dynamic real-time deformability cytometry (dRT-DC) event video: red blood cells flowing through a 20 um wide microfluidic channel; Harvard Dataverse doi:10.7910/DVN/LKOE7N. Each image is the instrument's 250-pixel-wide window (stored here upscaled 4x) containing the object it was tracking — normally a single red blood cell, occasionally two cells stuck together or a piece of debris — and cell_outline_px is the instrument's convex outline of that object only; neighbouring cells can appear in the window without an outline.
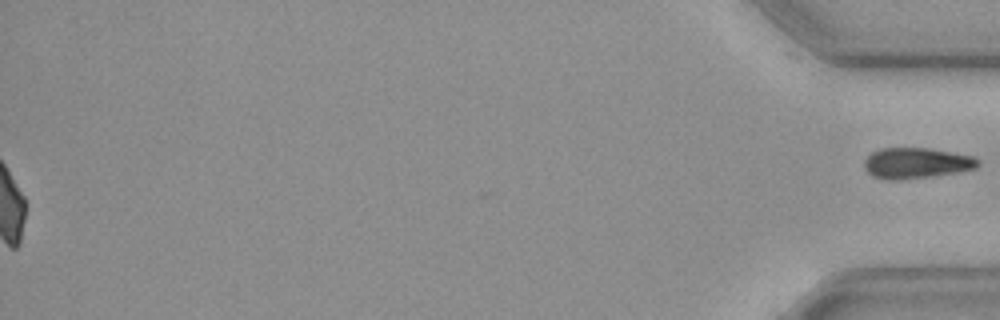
{"species": "common noctule bat (a hibernating species)", "species_latin": "Nyctalus noctula", "temperature_condition": "cold", "stored_images_in_passage": 52, "segment_of_instrument_passage": [2, 2], "camera_frame_rate_fps": 3000, "um_per_image_px": 0.085, "animal": {"sex": "female", "body_mass_g": 19.3, "forearm_length_mm": 54.1}, "frame": {"image": 1, "passage_image": 52, "time_ms": 17.0, "image_size_px": [1000, 320], "cell_outline_px": [[980, 164], [976, 168], [960, 172], [932, 176], [896, 180], [884, 180], [872, 176], [864, 168], [864, 160], [872, 152], [880, 148], [928, 148], [972, 156], [980, 160]], "centroid_in_image_um": [77.88, 13.87], "position_along_channel_um": 357.3, "area_um2": 20.46}}